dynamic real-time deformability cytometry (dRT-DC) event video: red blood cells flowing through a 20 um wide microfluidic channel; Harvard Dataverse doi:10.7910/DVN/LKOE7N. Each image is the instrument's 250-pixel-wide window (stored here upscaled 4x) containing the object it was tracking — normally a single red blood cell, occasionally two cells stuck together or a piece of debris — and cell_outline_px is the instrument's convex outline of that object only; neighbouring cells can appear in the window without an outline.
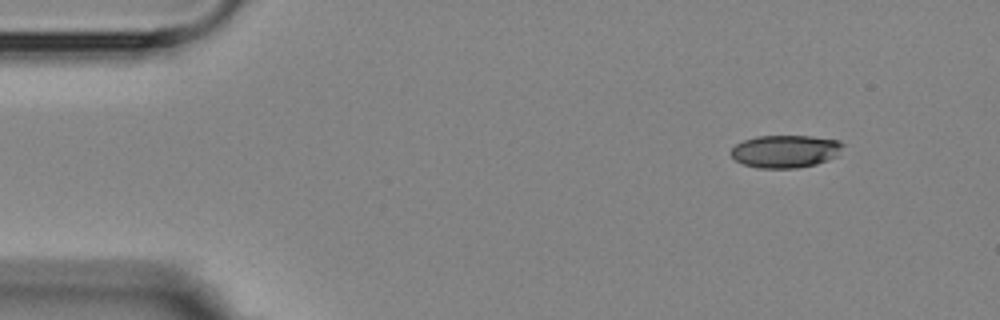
{"species": "Egyptian fruit bat (a non-hibernating species)", "species_latin": "Rousettus aegyptiacus", "temperature_condition": "room temperature", "stored_images_in_passage": 2, "camera_frame_rate_fps": 3000, "um_per_image_px": 0.085, "animal": {"sex": "female"}, "frame": {"image": 1, "passage_image": 1, "time_ms": 0.0, "image_size_px": [1000, 320], "cell_outline_px": [[844, 144], [836, 156], [828, 160], [816, 164], [796, 168], [756, 168], [744, 164], [736, 160], [728, 152], [736, 144], [744, 140], [756, 136], [812, 136], [840, 140]], "centroid_in_image_um": [66.75, 12.86], "position_along_channel_um": 18.3, "area_um2": 21.39}}